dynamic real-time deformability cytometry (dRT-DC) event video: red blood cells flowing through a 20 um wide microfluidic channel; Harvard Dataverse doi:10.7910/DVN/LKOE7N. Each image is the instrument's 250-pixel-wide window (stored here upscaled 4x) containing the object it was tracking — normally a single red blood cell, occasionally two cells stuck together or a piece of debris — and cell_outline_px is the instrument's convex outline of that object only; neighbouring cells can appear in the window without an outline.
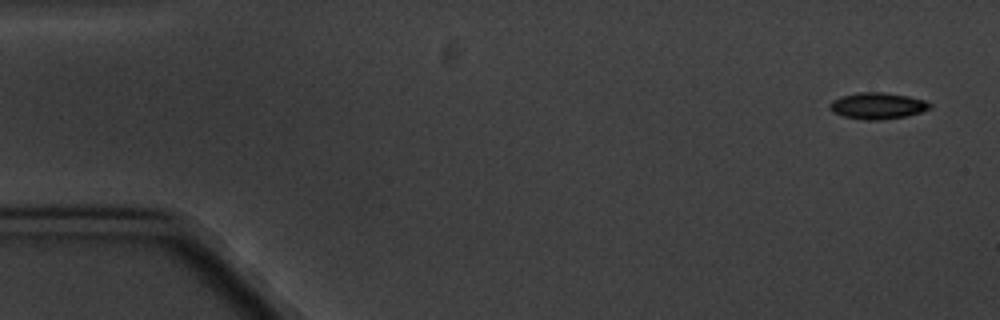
{"species": "common noctule bat (a hibernating species)", "species_latin": "Nyctalus noctula", "temperature_condition": "cold", "stored_images_in_passage": 5, "camera_frame_rate_fps": 3000, "um_per_image_px": 0.085, "animal": {"sex": "male", "body_mass_g": 20.1, "forearm_length_mm": 53.5}, "frame": {"image": 1, "passage_image": 1, "time_ms": 0.0, "image_size_px": [1000, 320], "cell_outline_px": [[932, 108], [908, 116], [876, 120], [864, 120], [844, 116], [832, 112], [828, 108], [828, 104], [832, 100], [840, 96], [860, 92], [880, 92], [908, 96], [924, 100], [932, 104]], "centroid_in_image_um": [74.57, 8.99], "position_along_channel_um": 10.4, "area_um2": 15.49}}
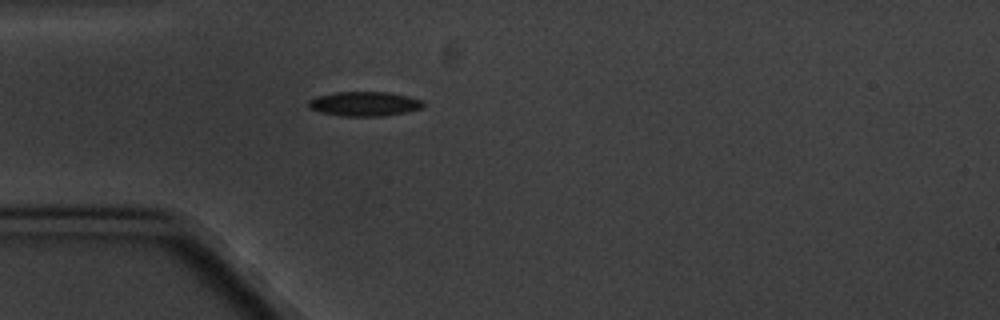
{"frame": {"image": 2, "passage_image": 5, "time_ms": 4.667, "image_size_px": [1000, 320], "cell_outline_px": [[424, 108], [408, 112], [384, 116], [340, 116], [320, 112], [308, 108], [308, 100], [316, 96], [336, 92], [388, 92], [408, 96], [424, 100]], "centroid_in_image_um": [31.0, 8.83], "position_along_channel_um": 54.0, "area_um2": 16.65}}